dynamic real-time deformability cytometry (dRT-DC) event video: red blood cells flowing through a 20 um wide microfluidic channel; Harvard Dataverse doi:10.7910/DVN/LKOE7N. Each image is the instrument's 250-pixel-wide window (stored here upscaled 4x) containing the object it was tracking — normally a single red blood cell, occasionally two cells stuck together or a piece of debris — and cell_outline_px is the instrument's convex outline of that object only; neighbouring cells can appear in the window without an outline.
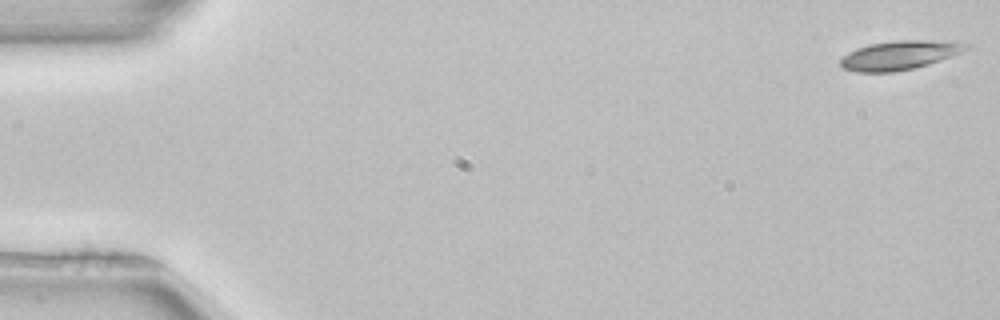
{"species": "common noctule bat (a hibernating species)", "species_latin": "Nyctalus noctula", "temperature_condition": "room temperature", "stored_images_in_passage": 10, "camera_frame_rate_fps": 3000, "um_per_image_px": 0.085, "animal": {"sex": "female", "body_mass_g": 22.7, "forearm_length_mm": 54.2}, "frame": {"image": 1, "passage_image": 1, "time_ms": 0.0, "image_size_px": [1000, 320], "cell_outline_px": [[968, 48], [952, 56], [916, 68], [892, 72], [856, 72], [844, 68], [840, 64], [840, 60], [848, 52], [856, 48], [868, 44], [896, 40], [924, 40], [968, 44]], "centroid_in_image_um": [76.39, 4.7], "position_along_channel_um": 8.6, "area_um2": 20.92}}